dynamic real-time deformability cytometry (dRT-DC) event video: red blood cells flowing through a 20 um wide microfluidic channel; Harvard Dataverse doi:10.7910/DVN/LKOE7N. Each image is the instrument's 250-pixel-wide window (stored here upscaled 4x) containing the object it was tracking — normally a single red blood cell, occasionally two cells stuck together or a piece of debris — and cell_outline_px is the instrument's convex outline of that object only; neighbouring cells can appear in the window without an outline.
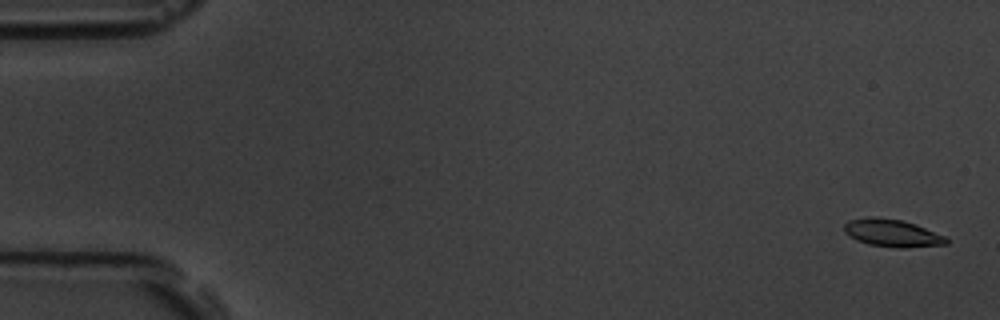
{"species": "common noctule bat (a hibernating species)", "species_latin": "Nyctalus noctula", "temperature_condition": "room temperature", "stored_images_in_passage": 15, "camera_frame_rate_fps": 3000, "um_per_image_px": 0.085, "animal": {"sex": "male", "body_mass_g": 19.5, "forearm_length_mm": 54.6}, "frame": {"image": 1, "passage_image": 1, "time_ms": 0.0, "image_size_px": [1000, 320], "cell_outline_px": [[948, 244], [904, 248], [896, 248], [868, 244], [856, 240], [844, 232], [844, 224], [848, 220], [872, 216], [876, 216], [900, 220], [916, 224], [944, 236], [948, 240]], "centroid_in_image_um": [75.81, 19.81], "position_along_channel_um": 9.2, "area_um2": 16.42}}
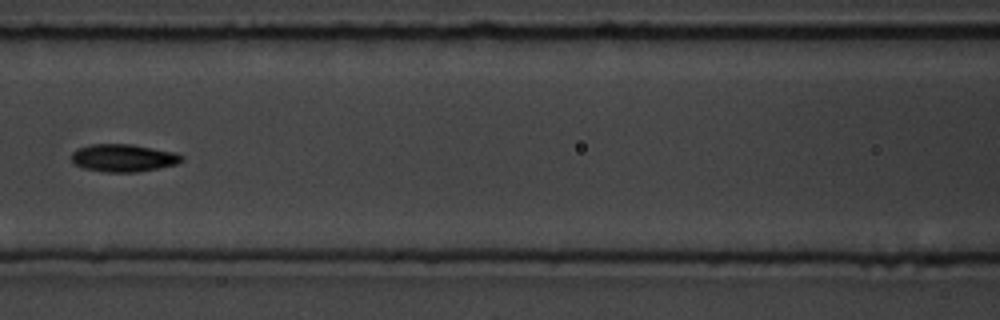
{"frame": {"image": 2, "passage_image": 7, "time_ms": 8.0, "image_size_px": [1000, 320], "cell_outline_px": [[184, 160], [176, 164], [160, 168], [136, 172], [104, 172], [84, 168], [76, 164], [72, 160], [72, 152], [76, 148], [92, 144], [132, 144], [176, 152], [184, 156]], "centroid_in_image_um": [10.52, 13.42], "position_along_channel_um": 156.1, "area_um2": 17.86}}
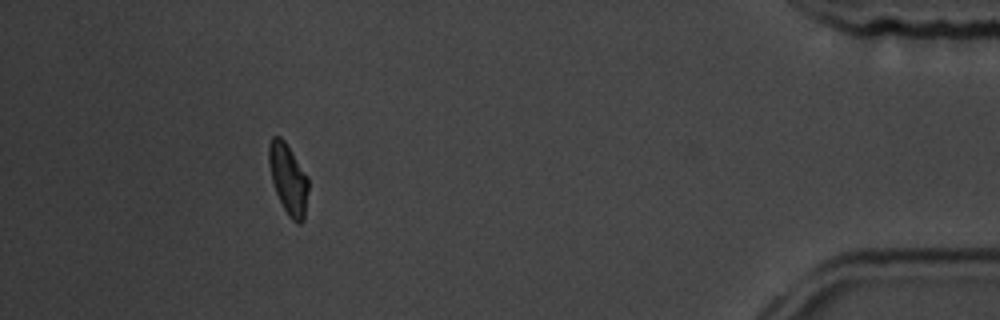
{"frame": {"image": 3, "passage_image": 14, "time_ms": 16.667, "image_size_px": [1000, 320], "cell_outline_px": [[308, 192], [304, 220], [300, 224], [296, 224], [288, 216], [276, 192], [272, 180], [268, 164], [268, 144], [272, 136], [280, 136], [284, 140], [308, 176]], "centroid_in_image_um": [24.5, 15.21], "position_along_channel_um": 410.7, "area_um2": 16.3}, "authors_computed_cell_mechanics": {"area_um2": 16.8776, "velocity_mm_per_s": 3.6097, "shape_relaxation_time_tau1_ms": 5.0896, "shape_relaxation_time_tau2_ms": 3.0893, "deformation_change_tau1": 0.1215, "deformation_change_tau2": 0.0607}}